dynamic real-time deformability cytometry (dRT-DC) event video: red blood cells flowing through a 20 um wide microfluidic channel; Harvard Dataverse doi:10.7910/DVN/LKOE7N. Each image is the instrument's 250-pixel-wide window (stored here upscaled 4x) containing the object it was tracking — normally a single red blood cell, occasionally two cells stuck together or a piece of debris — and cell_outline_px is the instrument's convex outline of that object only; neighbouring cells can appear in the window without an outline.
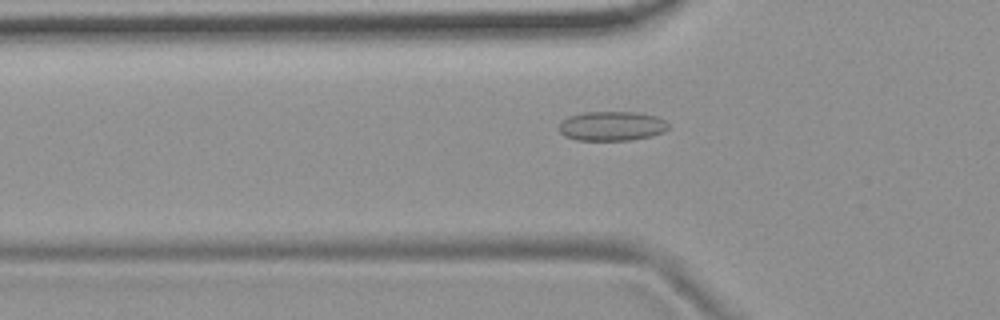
{"species": "common noctule bat (a hibernating species)", "species_latin": "Nyctalus noctula", "temperature_condition": "room temperature", "stored_images_in_passage": 49, "camera_frame_rate_fps": 3000, "um_per_image_px": 0.085, "animal": {"sex": "female", "body_mass_g": 19.9}, "frame": {"image": 1, "passage_image": 13, "time_ms": 4.0, "image_size_px": [1000, 320], "cell_outline_px": [[668, 128], [664, 132], [652, 136], [632, 140], [576, 140], [564, 136], [560, 132], [560, 120], [568, 116], [584, 112], [636, 112], [656, 116], [664, 120], [668, 124]], "centroid_in_image_um": [51.99, 10.71], "position_along_channel_um": 73.8, "area_um2": 18.9}}
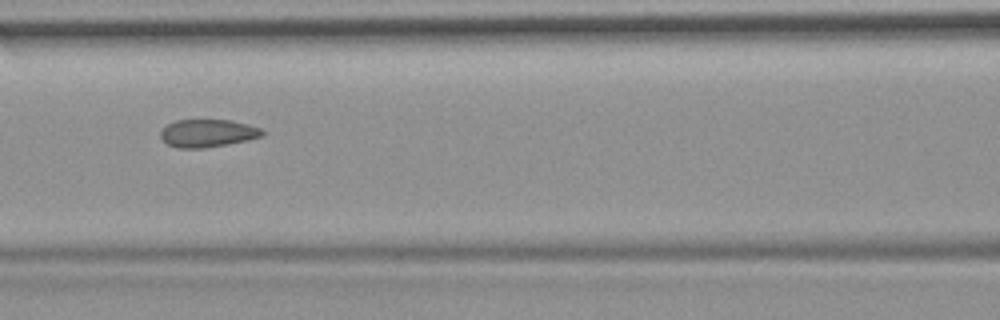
{"frame": {"image": 2, "passage_image": 19, "time_ms": 6.0, "image_size_px": [1000, 320], "cell_outline_px": [[264, 136], [248, 140], [228, 144], [204, 148], [176, 148], [168, 144], [160, 136], [160, 128], [176, 120], [232, 120], [248, 124], [260, 128], [264, 132]], "centroid_in_image_um": [17.65, 11.32], "position_along_channel_um": 149.0, "area_um2": 16.59}}
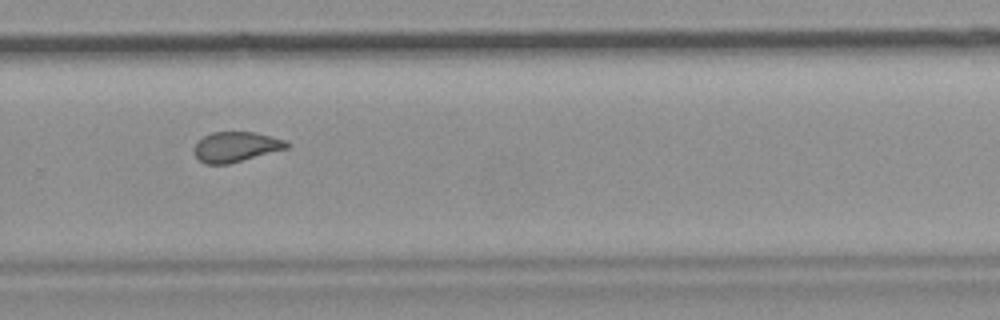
{"frame": {"image": 3, "passage_image": 32, "time_ms": 10.333, "image_size_px": [1000, 320], "cell_outline_px": [[292, 144], [288, 148], [228, 164], [204, 164], [196, 156], [196, 144], [204, 136], [212, 132], [256, 132], [284, 140]], "centroid_in_image_um": [20.09, 12.48], "position_along_channel_um": 309.7, "area_um2": 16.01}, "authors_computed_cell_mechanics": {"area_um2": 17.2244, "velocity_mm_per_s": 3.7228, "shape_relaxation_time_tau1_ms": null, "shape_relaxation_time_tau2_ms": 1.4683, "deformation_change_tau1": null, "deformation_change_tau2": 0.0752}}